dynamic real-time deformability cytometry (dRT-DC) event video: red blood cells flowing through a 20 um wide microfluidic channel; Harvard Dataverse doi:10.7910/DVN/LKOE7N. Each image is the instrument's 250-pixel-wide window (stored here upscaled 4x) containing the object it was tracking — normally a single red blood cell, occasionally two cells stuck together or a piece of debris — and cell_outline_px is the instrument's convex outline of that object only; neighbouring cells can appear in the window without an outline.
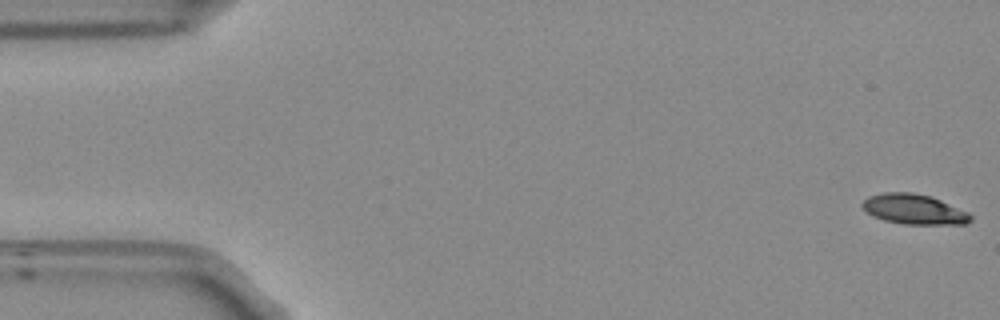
{"species": "Egyptian fruit bat (a non-hibernating species)", "species_latin": "Rousettus aegyptiacus", "temperature_condition": "room temperature", "stored_images_in_passage": 54, "camera_frame_rate_fps": 3000, "um_per_image_px": 0.085, "frame": {"image": 1, "passage_image": 1, "time_ms": 0.0, "image_size_px": [1000, 320], "cell_outline_px": [[972, 220], [964, 224], [904, 224], [884, 220], [872, 216], [860, 204], [868, 196], [884, 192], [912, 192], [932, 196], [968, 212], [972, 216]], "centroid_in_image_um": [77.69, 17.78], "position_along_channel_um": 7.3, "area_um2": 19.02}}
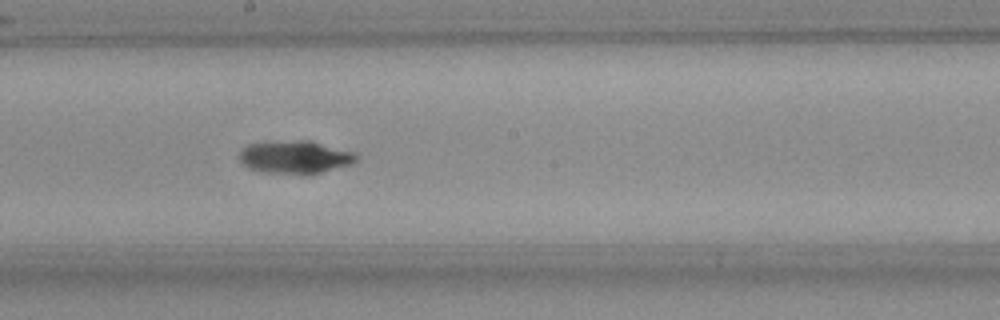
{"frame": {"image": 2, "passage_image": 29, "time_ms": 9.333, "image_size_px": [1000, 320], "cell_outline_px": [[360, 156], [352, 164], [320, 172], [260, 172], [248, 168], [240, 164], [240, 152], [248, 144], [316, 144], [356, 152]], "centroid_in_image_um": [25.07, 13.42], "position_along_channel_um": 223.1, "area_um2": 20.46}}
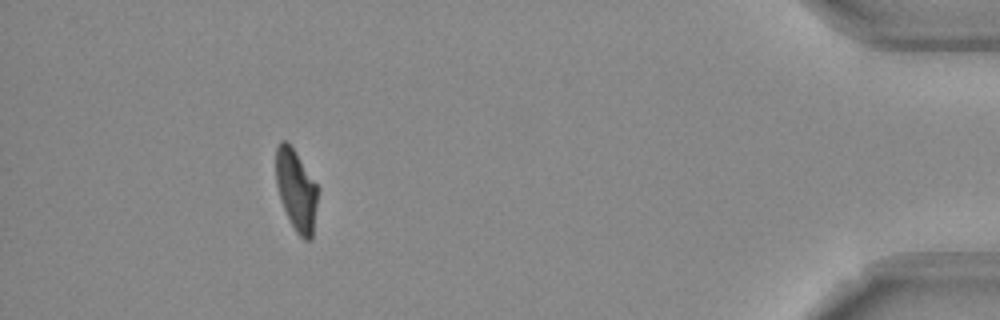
{"frame": {"image": 3, "passage_image": 49, "time_ms": 16.0, "image_size_px": [1000, 320], "cell_outline_px": [[316, 204], [312, 240], [304, 240], [296, 232], [284, 208], [276, 184], [276, 148], [280, 140], [284, 140], [292, 148], [316, 184]], "centroid_in_image_um": [25.16, 16.18], "position_along_channel_um": 410.0, "area_um2": 19.02}, "authors_computed_cell_mechanics": {"area_um2": 20.4034, "velocity_mm_per_s": 3.7522, "shape_relaxation_time_tau1_ms": 4.461, "shape_relaxation_time_tau2_ms": 4.5818, "deformation_change_tau1": 0.1808, "deformation_change_tau2": 0.0948}}